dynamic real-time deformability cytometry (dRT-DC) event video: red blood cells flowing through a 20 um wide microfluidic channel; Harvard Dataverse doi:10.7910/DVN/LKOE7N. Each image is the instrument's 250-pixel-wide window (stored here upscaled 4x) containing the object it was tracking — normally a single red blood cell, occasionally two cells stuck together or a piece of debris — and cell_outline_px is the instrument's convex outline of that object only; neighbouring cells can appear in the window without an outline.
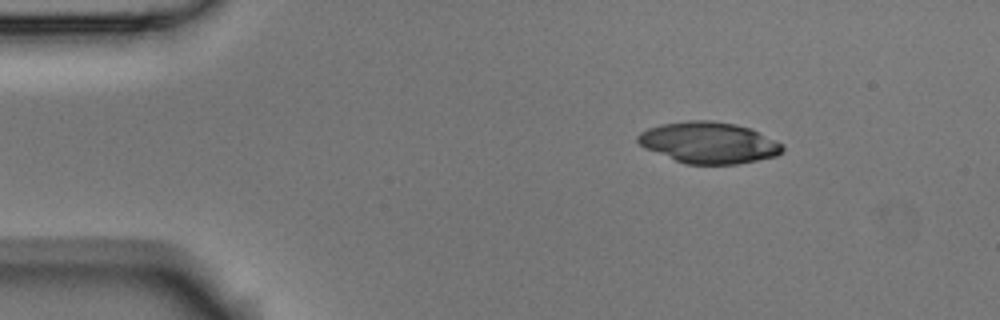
{"species": "Egyptian fruit bat (a non-hibernating species)", "species_latin": "Rousettus aegyptiacus", "temperature_condition": "room temperature", "stored_images_in_passage": 3, "camera_frame_rate_fps": 3000, "um_per_image_px": 0.085, "animal": {"sex": "male"}, "frame": {"image": 1, "passage_image": 1, "time_ms": 0.0, "image_size_px": [1000, 320], "cell_outline_px": [[784, 152], [776, 156], [736, 164], [688, 164], [676, 160], [644, 148], [636, 140], [636, 136], [640, 132], [648, 128], [660, 124], [688, 120], [712, 120], [736, 124], [752, 128], [784, 144]], "centroid_in_image_um": [60.27, 12.11], "position_along_channel_um": 24.7, "area_um2": 35.03}}